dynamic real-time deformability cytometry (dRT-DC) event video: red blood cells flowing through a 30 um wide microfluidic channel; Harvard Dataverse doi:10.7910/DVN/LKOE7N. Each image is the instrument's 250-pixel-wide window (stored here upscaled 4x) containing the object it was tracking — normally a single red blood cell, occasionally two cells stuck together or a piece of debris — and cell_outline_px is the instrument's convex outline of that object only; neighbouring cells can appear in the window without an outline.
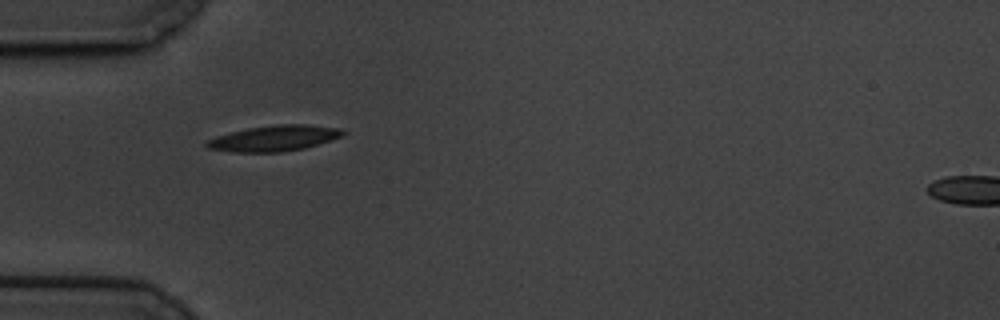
{"species": "common noctule bat (a hibernating species)", "species_latin": "Nyctalus noctula", "temperature_condition": "cold", "stored_images_in_passage": 42, "camera_frame_rate_fps": 3000, "um_per_image_px": 0.085, "animal": {"sex": "male", "body_mass_g": 19.5, "forearm_length_mm": 54.6}, "frame": {"image": 1, "passage_image": 1, "time_ms": 0.0, "image_size_px": [1000, 320], "cell_outline_px": [[348, 132], [344, 136], [304, 148], [280, 152], [232, 152], [208, 148], [204, 144], [208, 140], [216, 136], [248, 128], [280, 124], [308, 124], [340, 128]], "centroid_in_image_um": [23.35, 11.75], "position_along_channel_um": 61.6, "area_um2": 20.4}}
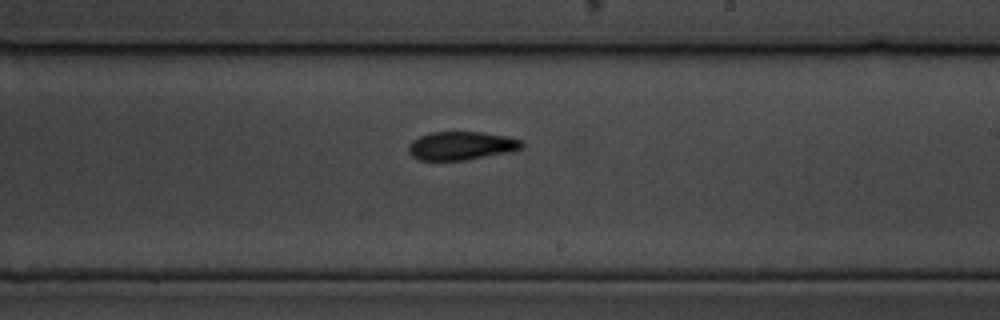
{"frame": {"image": 2, "passage_image": 18, "time_ms": 5.667, "image_size_px": [1000, 320], "cell_outline_px": [[524, 148], [512, 152], [464, 160], [420, 160], [412, 156], [408, 152], [408, 144], [412, 140], [420, 136], [432, 132], [484, 132], [508, 136], [520, 140], [524, 144]], "centroid_in_image_um": [39.23, 12.38], "position_along_channel_um": 249.8, "area_um2": 18.96}}
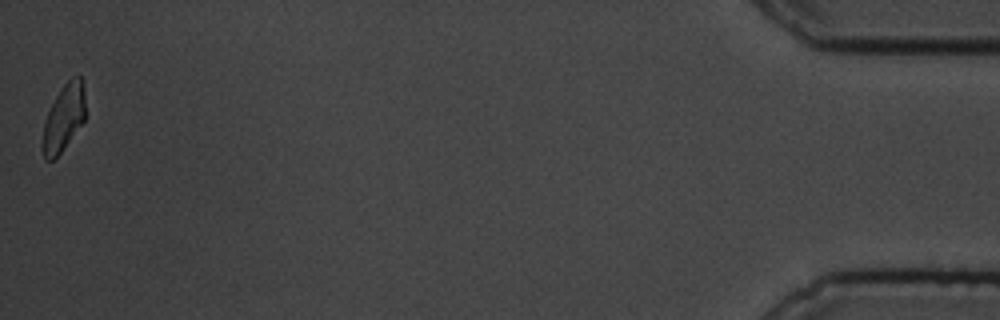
{"frame": {"image": 3, "passage_image": 42, "time_ms": 13.667, "image_size_px": [1000, 320], "cell_outline_px": [[84, 120], [60, 152], [52, 160], [44, 160], [40, 148], [40, 144], [44, 124], [48, 112], [60, 88], [72, 76], [80, 76], [84, 88]], "centroid_in_image_um": [5.37, 10.03], "position_along_channel_um": 429.8, "area_um2": 16.47}, "authors_computed_cell_mechanics": {"area_um2": 18.9295, "velocity_mm_per_s": 3.3758, "shape_relaxation_time_tau1_ms": 3.7728, "shape_relaxation_time_tau2_ms": 5.5827, "deformation_change_tau1": 0.1328, "deformation_change_tau2": 0.1197}}